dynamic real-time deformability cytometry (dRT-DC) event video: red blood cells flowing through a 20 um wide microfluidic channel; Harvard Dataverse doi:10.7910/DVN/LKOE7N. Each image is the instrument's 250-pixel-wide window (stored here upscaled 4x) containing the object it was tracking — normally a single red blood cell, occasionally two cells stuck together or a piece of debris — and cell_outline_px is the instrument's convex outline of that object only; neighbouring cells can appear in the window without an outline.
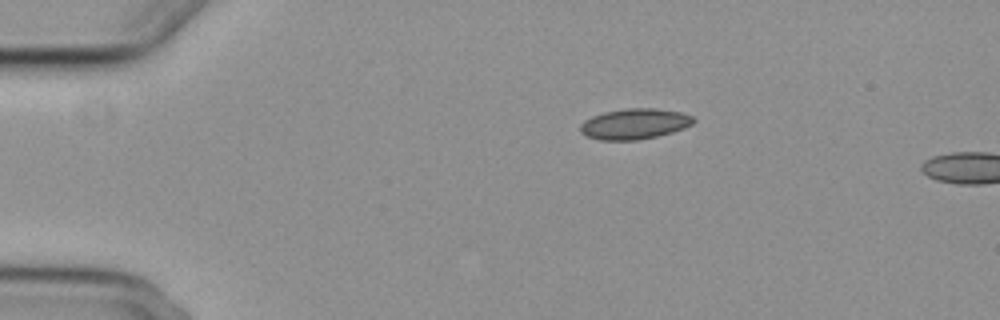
{"species": "common noctule bat (a hibernating species)", "species_latin": "Nyctalus noctula", "temperature_condition": "cold", "stored_images_in_passage": 3, "camera_frame_rate_fps": 3000, "um_per_image_px": 0.085, "animal": {"sex": "female", "body_mass_g": 29.2, "forearm_length_mm": 56.3}, "frame": {"image": 1, "passage_image": 3, "time_ms": 3.0, "image_size_px": [1000, 320], "cell_outline_px": [[696, 120], [692, 124], [684, 128], [672, 132], [656, 136], [636, 140], [600, 140], [588, 136], [580, 132], [580, 124], [584, 120], [592, 116], [604, 112], [624, 108], [656, 108], [680, 112], [692, 116]], "centroid_in_image_um": [53.92, 10.52], "position_along_channel_um": 31.1, "area_um2": 20.17}}